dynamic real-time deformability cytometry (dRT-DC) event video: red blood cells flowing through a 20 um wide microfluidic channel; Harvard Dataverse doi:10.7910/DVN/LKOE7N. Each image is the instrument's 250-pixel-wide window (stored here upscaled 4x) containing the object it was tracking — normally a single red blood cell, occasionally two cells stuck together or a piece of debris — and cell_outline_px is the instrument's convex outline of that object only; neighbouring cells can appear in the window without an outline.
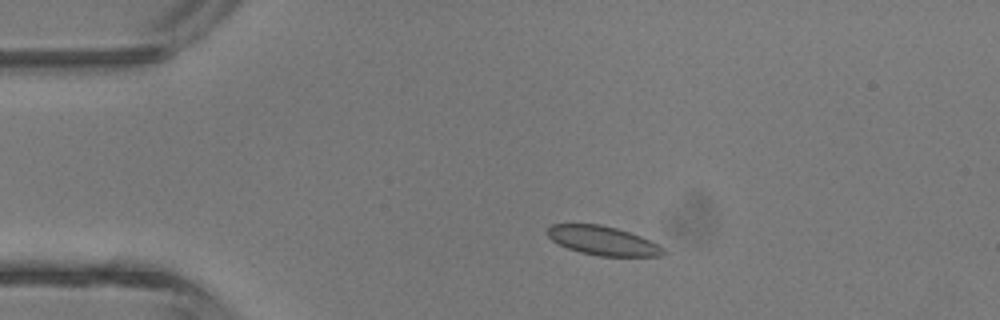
{"species": "common noctule bat (a hibernating species)", "species_latin": "Nyctalus noctula", "temperature_condition": "room temperature", "stored_images_in_passage": 3, "camera_frame_rate_fps": 3000, "um_per_image_px": 0.085, "animal": {"sex": "male", "body_mass_g": 13.3}, "frame": {"image": 1, "passage_image": 2, "time_ms": 1.0, "image_size_px": [1000, 320], "cell_outline_px": [[664, 252], [660, 256], [600, 256], [580, 252], [568, 248], [552, 240], [548, 236], [548, 228], [552, 224], [600, 224], [616, 228], [640, 236], [664, 248]], "centroid_in_image_um": [51.22, 20.45], "position_along_channel_um": 33.8, "area_um2": 19.25}}